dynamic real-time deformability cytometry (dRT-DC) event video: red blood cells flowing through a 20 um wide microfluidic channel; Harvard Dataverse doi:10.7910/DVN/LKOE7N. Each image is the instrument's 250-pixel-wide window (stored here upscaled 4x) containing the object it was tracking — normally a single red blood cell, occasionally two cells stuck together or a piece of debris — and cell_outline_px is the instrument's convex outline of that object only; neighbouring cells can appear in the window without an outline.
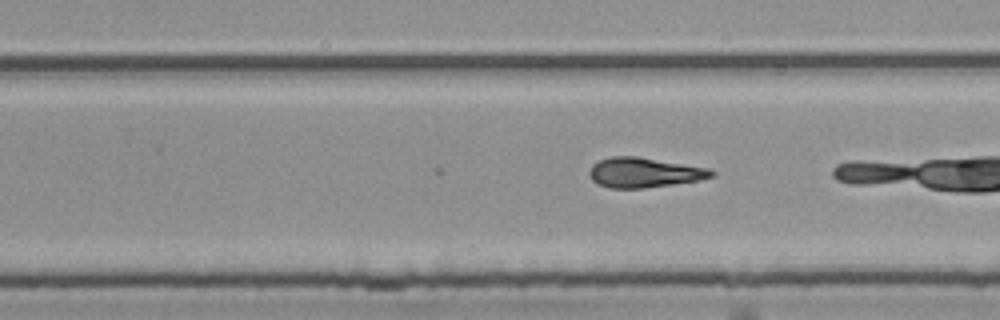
{"species": "common noctule bat (a hibernating species)", "species_latin": "Nyctalus noctula", "temperature_condition": "room temperature", "stored_images_in_passage": 27, "camera_frame_rate_fps": 3000, "um_per_image_px": 0.085, "animal": {"sex": "female", "body_mass_g": 25.1}, "frame": {"image": 1, "passage_image": 27, "time_ms": 8.667, "image_size_px": [1000, 320], "cell_outline_px": [[716, 172], [712, 176], [700, 180], [644, 188], [612, 188], [600, 184], [592, 180], [588, 176], [588, 172], [592, 164], [608, 156], [636, 156], [708, 168]], "centroid_in_image_um": [54.71, 14.66], "position_along_channel_um": 275.1, "area_um2": 21.15}}